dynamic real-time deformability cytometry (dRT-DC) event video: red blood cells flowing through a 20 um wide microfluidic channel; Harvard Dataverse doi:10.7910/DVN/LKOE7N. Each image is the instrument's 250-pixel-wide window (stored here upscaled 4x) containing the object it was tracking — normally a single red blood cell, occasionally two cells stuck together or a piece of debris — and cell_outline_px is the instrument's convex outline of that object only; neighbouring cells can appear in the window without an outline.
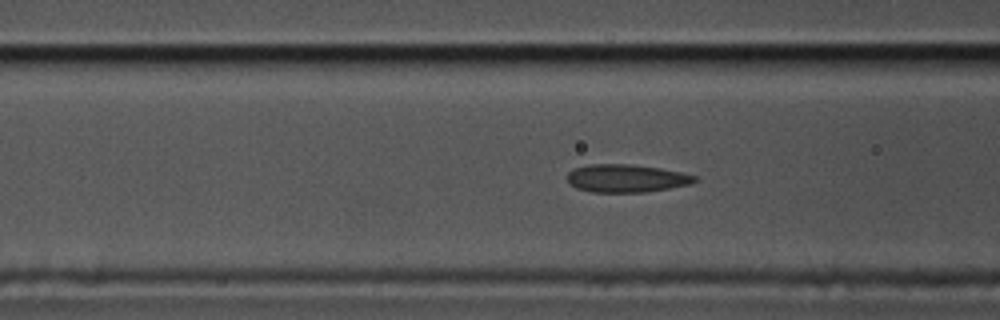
{"species": "common noctule bat (a hibernating species)", "species_latin": "Nyctalus noctula", "temperature_condition": "cold", "stored_images_in_passage": 38, "camera_frame_rate_fps": 3000, "um_per_image_px": 0.085, "animal": {"sex": "male", "body_mass_g": 17.5, "forearm_length_mm": 52.3}, "frame": {"image": 1, "passage_image": 14, "time_ms": 4.333, "image_size_px": [1000, 320], "cell_outline_px": [[696, 180], [692, 184], [644, 192], [592, 192], [576, 188], [568, 184], [568, 172], [576, 168], [588, 164], [632, 164], [660, 168], [680, 172], [696, 176]], "centroid_in_image_um": [53.21, 15.15], "position_along_channel_um": 113.4, "area_um2": 20.69}}
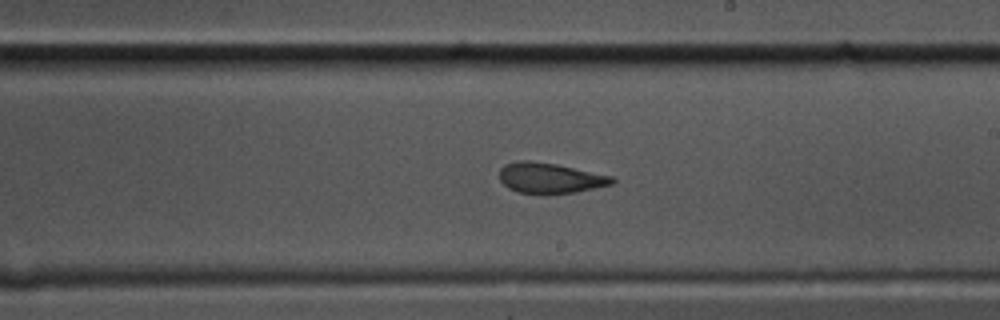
{"frame": {"image": 2, "passage_image": 25, "time_ms": 8.0, "image_size_px": [1000, 320], "cell_outline_px": [[616, 180], [612, 184], [576, 192], [540, 196], [516, 192], [508, 188], [500, 180], [500, 168], [504, 164], [520, 160], [528, 160], [556, 164], [612, 176]], "centroid_in_image_um": [46.71, 15.16], "position_along_channel_um": 242.3, "area_um2": 20.4}}
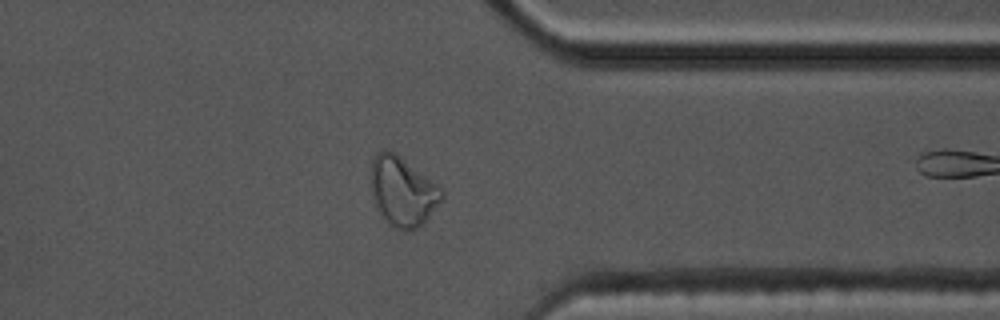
{"frame": {"image": 3, "passage_image": 37, "time_ms": 12.0, "image_size_px": [1000, 320], "cell_outline_px": [[444, 196], [420, 228], [408, 232], [396, 228], [388, 224], [380, 212], [372, 196], [368, 176], [372, 160], [376, 152], [384, 148], [396, 152], [444, 188]], "centroid_in_image_um": [34.21, 16.23], "position_along_channel_um": 377.2, "area_um2": 29.48}}